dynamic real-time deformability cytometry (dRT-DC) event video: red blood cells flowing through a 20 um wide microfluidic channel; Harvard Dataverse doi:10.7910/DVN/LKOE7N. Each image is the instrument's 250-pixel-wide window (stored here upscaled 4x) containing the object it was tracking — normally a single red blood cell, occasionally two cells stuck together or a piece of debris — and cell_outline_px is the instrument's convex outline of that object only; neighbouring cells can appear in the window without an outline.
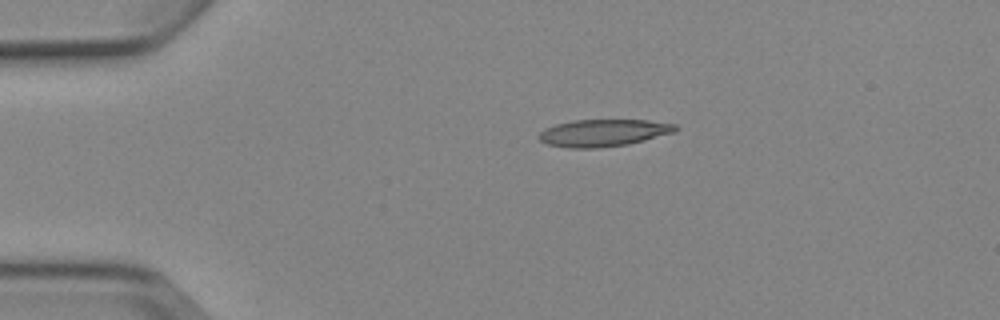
{"species": "Egyptian fruit bat (a non-hibernating species)", "species_latin": "Rousettus aegyptiacus", "temperature_condition": "cold", "stored_images_in_passage": 4, "camera_frame_rate_fps": 3000, "um_per_image_px": 0.085, "animal": {"sex": "female"}, "frame": {"image": 1, "passage_image": 1, "time_ms": 0.0, "image_size_px": [1000, 320], "cell_outline_px": [[680, 128], [676, 132], [628, 144], [596, 148], [568, 148], [548, 144], [540, 140], [536, 136], [544, 128], [556, 124], [572, 120], [648, 120], [676, 124]], "centroid_in_image_um": [51.29, 11.29], "position_along_channel_um": 33.7, "area_um2": 21.73}}
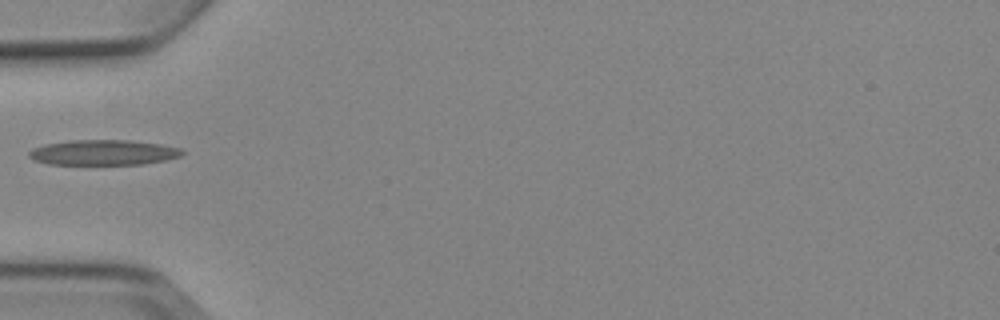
{"frame": {"image": 2, "passage_image": 3, "time_ms": 2.333, "image_size_px": [1000, 320], "cell_outline_px": [[184, 152], [180, 156], [164, 160], [144, 164], [48, 164], [32, 160], [28, 156], [28, 152], [32, 148], [44, 144], [72, 140], [128, 140], [160, 144], [180, 148]], "centroid_in_image_um": [8.73, 12.96], "position_along_channel_um": 76.3, "area_um2": 22.54}}
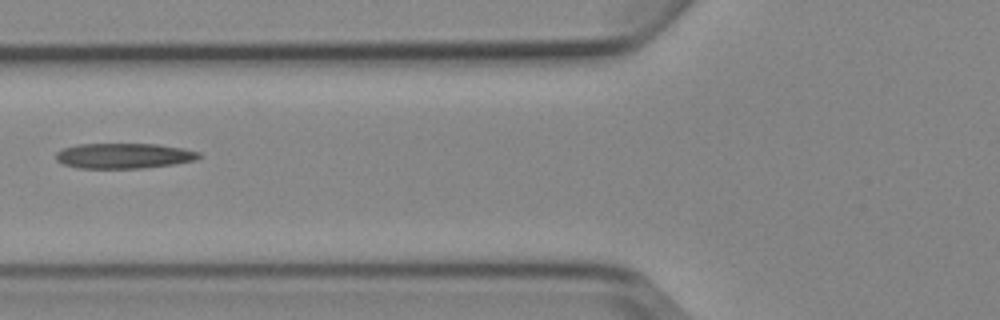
{"frame": {"image": 3, "passage_image": 4, "time_ms": 3.333, "image_size_px": [1000, 320], "cell_outline_px": [[200, 156], [196, 160], [176, 164], [140, 168], [76, 168], [64, 164], [56, 160], [56, 152], [64, 148], [80, 144], [160, 144], [184, 148], [200, 152]], "centroid_in_image_um": [10.56, 13.24], "position_along_channel_um": 115.2, "area_um2": 21.15}}